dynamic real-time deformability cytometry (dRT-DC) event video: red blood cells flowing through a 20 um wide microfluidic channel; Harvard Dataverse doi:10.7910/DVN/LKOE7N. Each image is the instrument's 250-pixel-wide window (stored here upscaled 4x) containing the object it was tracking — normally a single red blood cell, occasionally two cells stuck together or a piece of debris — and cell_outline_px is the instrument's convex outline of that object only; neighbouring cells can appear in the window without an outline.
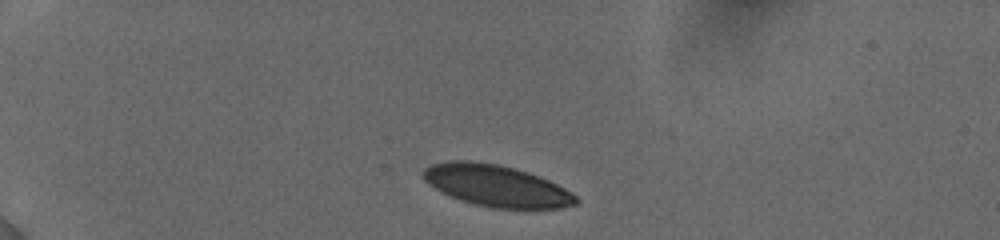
{"species": "human", "species_latin": "Homo sapiens", "temperature_condition": "cold", "stored_images_in_passage": 8, "camera_frame_rate_fps": 3000, "um_per_image_px": 0.085, "donor": {"sex": "female"}, "frame": {"image": 1, "passage_image": 1, "time_ms": 0.0, "image_size_px": [1000, 240], "cell_outline_px": [[580, 200], [576, 204], [560, 208], [492, 208], [460, 200], [440, 192], [428, 184], [424, 180], [424, 168], [432, 164], [448, 160], [468, 160], [500, 164], [528, 172], [548, 180], [572, 192]], "centroid_in_image_um": [42.18, 15.78], "position_along_channel_um": 42.8, "area_um2": 36.99}}
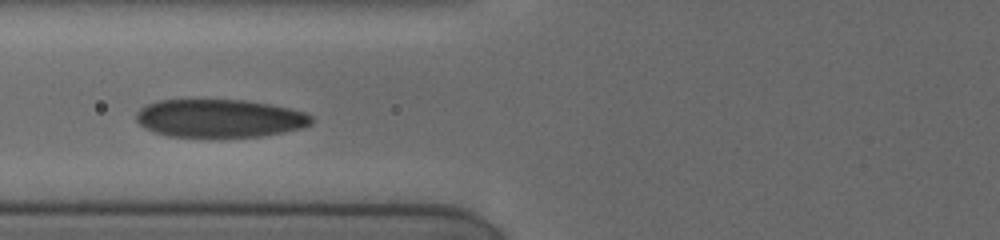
{"frame": {"image": 2, "passage_image": 4, "time_ms": 3.333, "image_size_px": [1000, 240], "cell_outline_px": [[312, 124], [304, 128], [284, 132], [260, 136], [220, 140], [168, 136], [152, 132], [144, 128], [136, 120], [136, 112], [144, 104], [160, 100], [244, 100], [268, 104], [288, 108], [304, 112], [312, 116]], "centroid_in_image_um": [18.63, 10.1], "position_along_channel_um": 107.2, "area_um2": 40.17}}
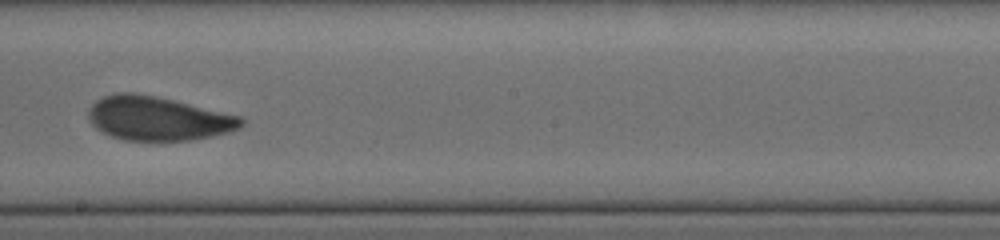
{"frame": {"image": 3, "passage_image": 7, "time_ms": 6.667, "image_size_px": [1000, 240], "cell_outline_px": [[244, 124], [240, 128], [228, 132], [212, 136], [192, 140], [124, 140], [112, 136], [96, 128], [88, 120], [88, 112], [92, 104], [96, 100], [104, 96], [120, 92], [132, 92], [172, 100], [240, 116], [244, 120]], "centroid_in_image_um": [13.41, 10.07], "position_along_channel_um": 234.8, "area_um2": 38.73}}